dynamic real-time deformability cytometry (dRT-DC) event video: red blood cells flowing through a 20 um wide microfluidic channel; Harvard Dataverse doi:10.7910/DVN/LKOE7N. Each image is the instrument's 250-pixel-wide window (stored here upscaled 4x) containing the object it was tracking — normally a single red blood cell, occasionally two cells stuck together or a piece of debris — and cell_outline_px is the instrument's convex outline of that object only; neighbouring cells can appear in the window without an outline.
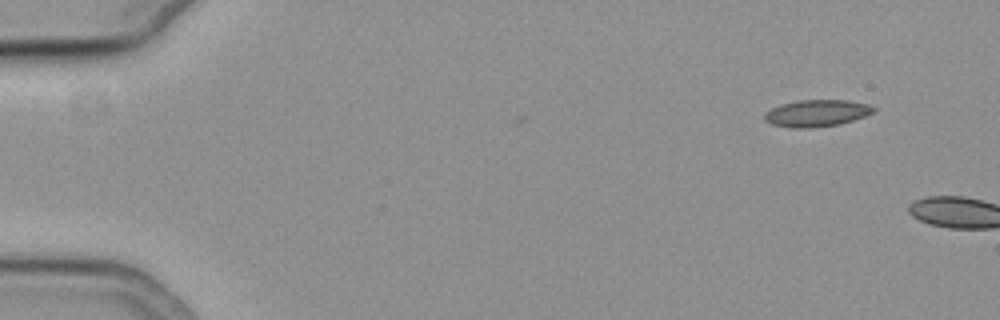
{"species": "common noctule bat (a hibernating species)", "species_latin": "Nyctalus noctula", "temperature_condition": "cold", "stored_images_in_passage": 5, "camera_frame_rate_fps": 3000, "um_per_image_px": 0.085, "animal": {"sex": "female", "body_mass_g": 19.3, "forearm_length_mm": 54.1}, "frame": {"image": 1, "passage_image": 1, "time_ms": 0.0, "image_size_px": [1000, 320], "cell_outline_px": [[876, 108], [872, 112], [864, 116], [840, 124], [808, 128], [792, 128], [772, 124], [764, 120], [764, 112], [780, 104], [800, 100], [844, 100], [868, 104]], "centroid_in_image_um": [69.37, 9.62], "position_along_channel_um": 15.6, "area_um2": 16.94}}